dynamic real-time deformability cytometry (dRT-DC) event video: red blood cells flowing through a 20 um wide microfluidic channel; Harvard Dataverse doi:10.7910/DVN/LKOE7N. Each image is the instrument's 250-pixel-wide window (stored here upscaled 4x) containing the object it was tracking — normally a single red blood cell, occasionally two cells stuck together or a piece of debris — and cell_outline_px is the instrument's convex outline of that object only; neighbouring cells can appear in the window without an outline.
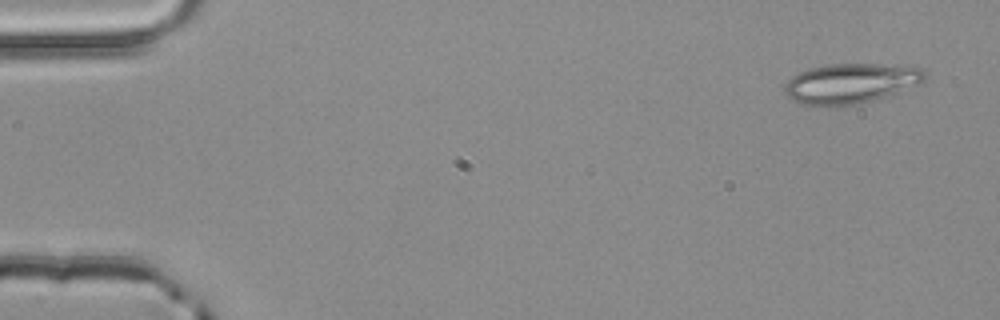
{"species": "common noctule bat (a hibernating species)", "species_latin": "Nyctalus noctula", "temperature_condition": "room temperature", "stored_images_in_passage": 4, "camera_frame_rate_fps": 3000, "um_per_image_px": 0.085, "animal": {"sex": "male", "body_mass_g": 20.4}, "frame": {"image": 1, "passage_image": 1, "time_ms": 0.0, "image_size_px": [1000, 320], "cell_outline_px": [[924, 80], [920, 84], [872, 100], [856, 104], [836, 108], [828, 108], [800, 104], [792, 100], [784, 92], [784, 88], [788, 80], [792, 76], [808, 68], [824, 64], [876, 64], [924, 68]], "centroid_in_image_um": [72.23, 7.11], "position_along_channel_um": 12.8, "area_um2": 32.95}}